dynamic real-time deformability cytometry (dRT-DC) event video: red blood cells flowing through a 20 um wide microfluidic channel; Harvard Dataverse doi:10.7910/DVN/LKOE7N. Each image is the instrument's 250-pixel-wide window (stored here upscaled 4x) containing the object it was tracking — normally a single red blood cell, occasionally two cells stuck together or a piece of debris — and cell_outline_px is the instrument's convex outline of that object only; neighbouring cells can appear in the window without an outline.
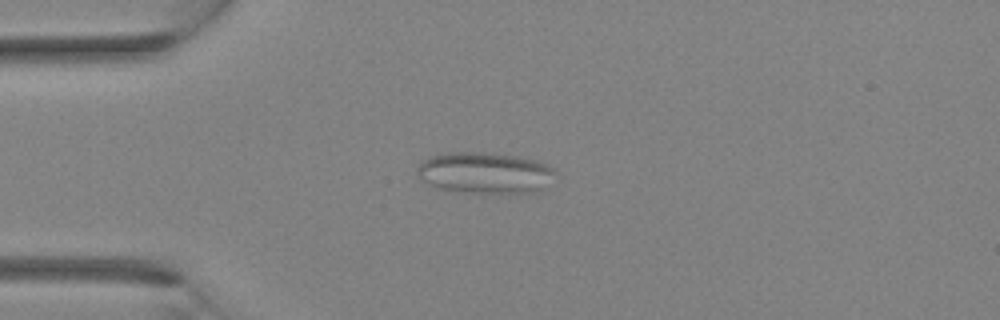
{"species": "Egyptian fruit bat (a non-hibernating species)", "species_latin": "Rousettus aegyptiacus", "temperature_condition": "room temperature", "stored_images_in_passage": 2, "camera_frame_rate_fps": 3000, "um_per_image_px": 0.085, "animal": {"sex": "female"}, "frame": {"image": 1, "passage_image": 2, "time_ms": 0.333, "image_size_px": [1000, 320], "cell_outline_px": [[556, 172], [540, 192], [464, 192], [440, 188], [428, 184], [420, 180], [416, 176], [416, 168], [424, 160], [432, 156], [448, 152], [488, 152], [516, 156], [536, 160], [548, 164]], "centroid_in_image_um": [41.19, 14.67], "position_along_channel_um": 43.8, "area_um2": 33.12}}